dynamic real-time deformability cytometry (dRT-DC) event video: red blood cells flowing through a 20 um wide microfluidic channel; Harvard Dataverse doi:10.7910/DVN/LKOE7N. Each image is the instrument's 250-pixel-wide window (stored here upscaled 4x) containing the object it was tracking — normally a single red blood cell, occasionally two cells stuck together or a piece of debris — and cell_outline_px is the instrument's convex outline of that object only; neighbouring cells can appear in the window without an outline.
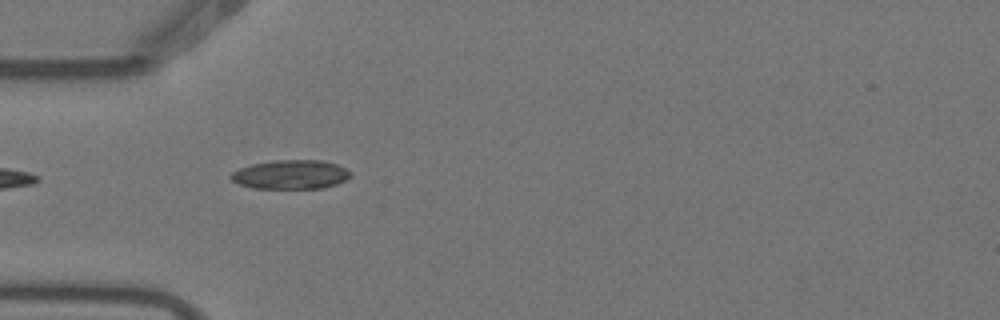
{"species": "Egyptian fruit bat (a non-hibernating species)", "species_latin": "Rousettus aegyptiacus", "temperature_condition": "warm", "stored_images_in_passage": 4, "camera_frame_rate_fps": 3000, "um_per_image_px": 0.085, "animal": {"sex": "female"}, "frame": {"image": 1, "passage_image": 3, "time_ms": 0.667, "image_size_px": [1000, 320], "cell_outline_px": [[348, 176], [344, 180], [336, 184], [324, 188], [252, 188], [240, 184], [232, 180], [228, 176], [232, 172], [240, 168], [252, 164], [276, 160], [324, 160], [336, 164], [344, 168], [348, 172]], "centroid_in_image_um": [24.66, 14.83], "position_along_channel_um": 60.3, "area_um2": 20.0}}
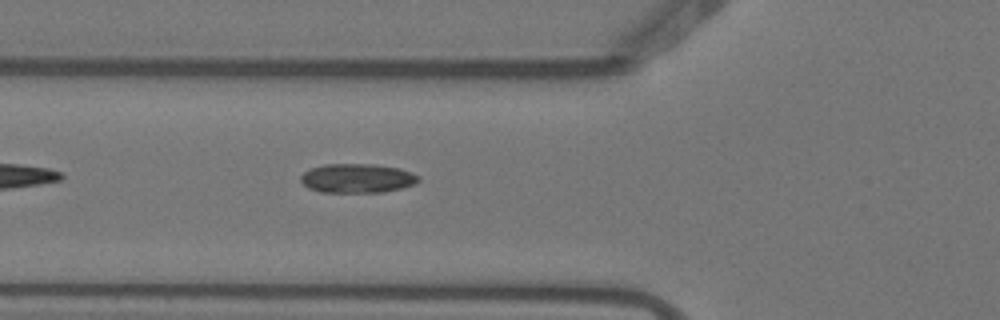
{"frame": {"image": 2, "passage_image": 4, "time_ms": 1.0, "image_size_px": [1000, 320], "cell_outline_px": [[420, 180], [416, 184], [384, 192], [320, 192], [308, 188], [300, 180], [300, 176], [304, 172], [312, 168], [324, 164], [372, 164], [400, 168], [412, 172], [420, 176]], "centroid_in_image_um": [30.39, 15.15], "position_along_channel_um": 95.4, "area_um2": 20.11}}